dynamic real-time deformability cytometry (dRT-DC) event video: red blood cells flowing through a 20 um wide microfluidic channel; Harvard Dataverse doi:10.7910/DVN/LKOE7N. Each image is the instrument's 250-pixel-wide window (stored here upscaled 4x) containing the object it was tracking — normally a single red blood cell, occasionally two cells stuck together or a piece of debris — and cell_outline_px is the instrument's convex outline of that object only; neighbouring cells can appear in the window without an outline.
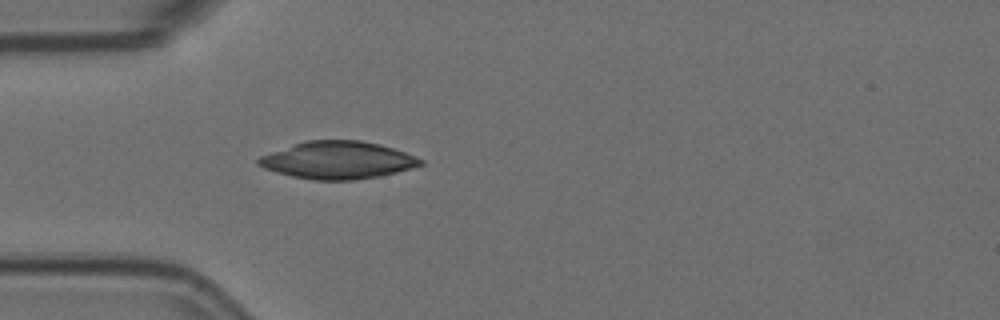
{"species": "Egyptian fruit bat (a non-hibernating species)", "species_latin": "Rousettus aegyptiacus", "temperature_condition": "room temperature", "stored_images_in_passage": 1, "camera_frame_rate_fps": 3000, "um_per_image_px": 0.085, "animal": {"sex": "female"}, "frame": {"image": 1, "passage_image": 1, "time_ms": 0.0, "image_size_px": [1000, 320], "cell_outline_px": [[424, 164], [412, 168], [380, 176], [352, 180], [312, 180], [292, 176], [276, 172], [264, 168], [256, 164], [256, 160], [260, 156], [292, 144], [308, 140], [360, 140], [380, 144], [416, 156], [424, 160]], "centroid_in_image_um": [28.7, 13.61], "position_along_channel_um": 56.3, "area_um2": 35.43}}